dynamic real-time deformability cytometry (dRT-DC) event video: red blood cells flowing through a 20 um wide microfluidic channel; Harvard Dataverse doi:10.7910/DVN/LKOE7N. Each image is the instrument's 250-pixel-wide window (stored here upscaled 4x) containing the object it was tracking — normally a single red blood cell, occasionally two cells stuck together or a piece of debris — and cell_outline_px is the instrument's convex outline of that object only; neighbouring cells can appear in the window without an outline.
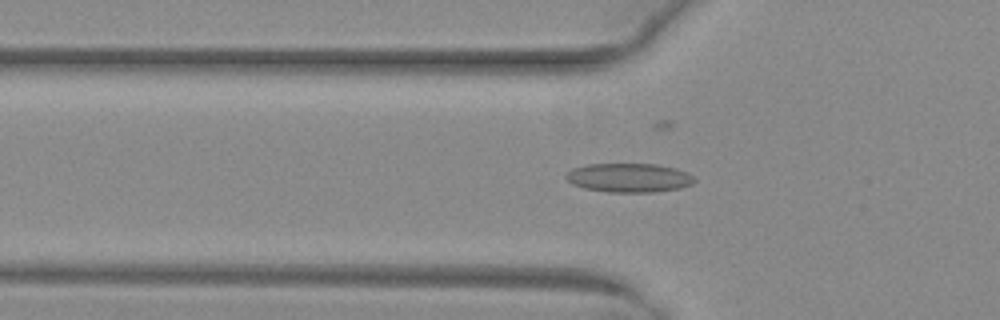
{"species": "common noctule bat (a hibernating species)", "species_latin": "Nyctalus noctula", "temperature_condition": "warm", "stored_images_in_passage": 54, "camera_frame_rate_fps": 3000, "um_per_image_px": 0.085, "animal": {"sex": "female", "body_mass_g": 29.2, "forearm_length_mm": 56.3}, "frame": {"image": 1, "passage_image": 19, "time_ms": 6.0, "image_size_px": [1000, 320], "cell_outline_px": [[696, 180], [692, 184], [680, 188], [656, 192], [608, 192], [584, 188], [572, 184], [564, 176], [572, 168], [588, 164], [656, 164], [676, 168], [688, 172]], "centroid_in_image_um": [53.47, 15.11], "position_along_channel_um": 72.3, "area_um2": 21.79}}
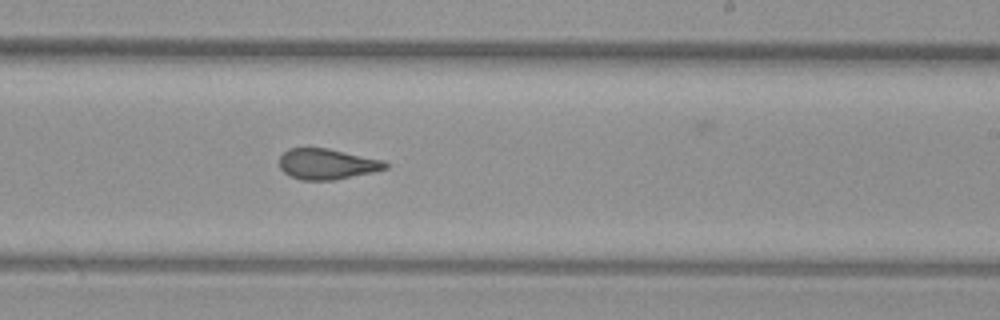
{"frame": {"image": 2, "passage_image": 33, "time_ms": 10.667, "image_size_px": [1000, 320], "cell_outline_px": [[388, 168], [372, 172], [336, 180], [300, 180], [288, 176], [280, 168], [280, 156], [288, 148], [328, 148], [384, 160], [388, 164]], "centroid_in_image_um": [27.79, 13.95], "position_along_channel_um": 261.2, "area_um2": 19.07}}
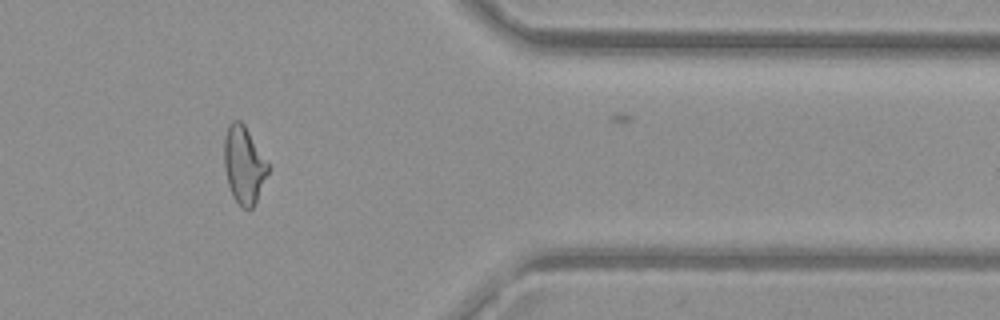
{"frame": {"image": 3, "passage_image": 44, "time_ms": 14.333, "image_size_px": [1000, 320], "cell_outline_px": [[268, 172], [256, 200], [252, 208], [248, 212], [232, 196], [228, 184], [224, 168], [224, 136], [228, 124], [232, 120], [240, 120], [244, 124], [268, 164]], "centroid_in_image_um": [20.69, 14.0], "position_along_channel_um": 390.7, "area_um2": 19.54}, "authors_computed_cell_mechanics": {"area_um2": 20.4901, "velocity_mm_per_s": 4.0486, "shape_relaxation_time_tau1_ms": null, "shape_relaxation_time_tau2_ms": 1.7445, "deformation_change_tau1": null, "deformation_change_tau2": 0.077}}